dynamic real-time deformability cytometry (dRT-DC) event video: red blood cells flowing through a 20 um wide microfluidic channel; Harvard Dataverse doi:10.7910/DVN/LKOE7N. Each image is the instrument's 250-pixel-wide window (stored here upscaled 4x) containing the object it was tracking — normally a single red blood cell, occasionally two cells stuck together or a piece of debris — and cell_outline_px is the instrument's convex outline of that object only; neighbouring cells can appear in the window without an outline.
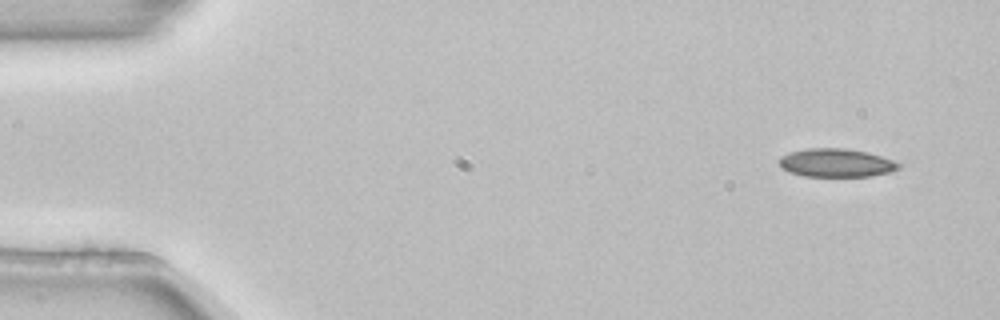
{"species": "common noctule bat (a hibernating species)", "species_latin": "Nyctalus noctula", "temperature_condition": "room temperature", "stored_images_in_passage": 4, "camera_frame_rate_fps": 3000, "um_per_image_px": 0.085, "animal": {"sex": "female", "body_mass_g": 22.7, "forearm_length_mm": 54.2}, "frame": {"image": 1, "passage_image": 1, "time_ms": 0.0, "image_size_px": [1000, 320], "cell_outline_px": [[900, 168], [888, 172], [872, 176], [804, 176], [788, 172], [780, 168], [780, 156], [792, 152], [808, 148], [848, 148], [868, 152], [892, 160], [900, 164]], "centroid_in_image_um": [71.06, 13.84], "position_along_channel_um": 13.9, "area_um2": 19.71}}
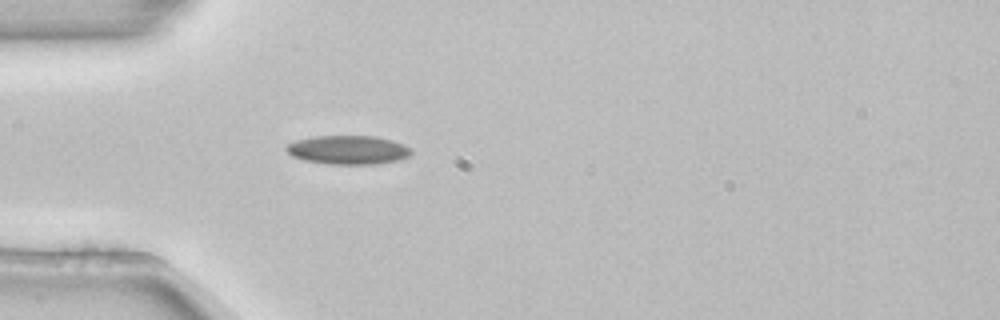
{"frame": {"image": 2, "passage_image": 4, "time_ms": 1.0, "image_size_px": [1000, 320], "cell_outline_px": [[412, 152], [408, 156], [396, 160], [376, 164], [328, 164], [304, 160], [292, 156], [284, 148], [288, 144], [296, 140], [312, 136], [376, 136], [392, 140], [404, 144], [412, 148]], "centroid_in_image_um": [29.58, 12.73], "position_along_channel_um": 55.4, "area_um2": 21.04}}